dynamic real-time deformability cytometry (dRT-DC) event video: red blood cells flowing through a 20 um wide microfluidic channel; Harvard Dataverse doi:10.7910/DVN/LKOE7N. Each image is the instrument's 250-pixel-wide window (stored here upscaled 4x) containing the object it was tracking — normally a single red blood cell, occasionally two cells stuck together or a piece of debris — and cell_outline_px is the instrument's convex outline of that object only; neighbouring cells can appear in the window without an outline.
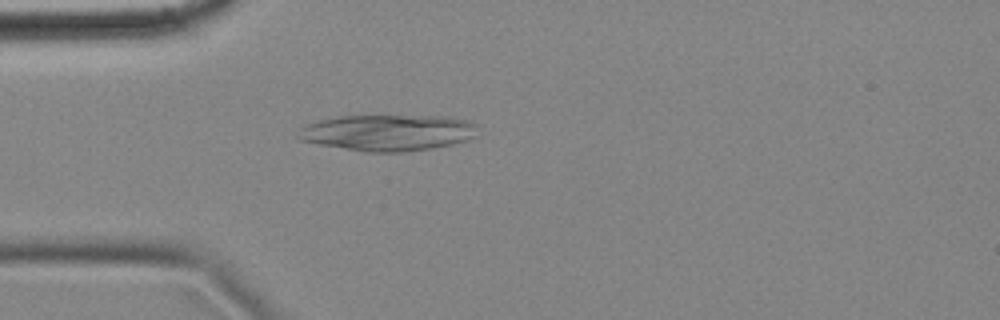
{"species": "common noctule bat (a hibernating species)", "species_latin": "Nyctalus noctula", "temperature_condition": "cold", "stored_images_in_passage": 3, "camera_frame_rate_fps": 3000, "um_per_image_px": 0.085, "animal": {"sex": "female", "body_mass_g": 18.4}, "frame": {"image": 1, "passage_image": 3, "time_ms": 0.667, "image_size_px": [1000, 320], "cell_outline_px": [[480, 136], [468, 140], [452, 144], [432, 148], [404, 152], [364, 152], [320, 144], [300, 140], [296, 136], [300, 128], [304, 124], [316, 120], [336, 116], [448, 116], [472, 120], [476, 124]], "centroid_in_image_um": [33.02, 11.26], "position_along_channel_um": 52.0, "area_um2": 38.61}}